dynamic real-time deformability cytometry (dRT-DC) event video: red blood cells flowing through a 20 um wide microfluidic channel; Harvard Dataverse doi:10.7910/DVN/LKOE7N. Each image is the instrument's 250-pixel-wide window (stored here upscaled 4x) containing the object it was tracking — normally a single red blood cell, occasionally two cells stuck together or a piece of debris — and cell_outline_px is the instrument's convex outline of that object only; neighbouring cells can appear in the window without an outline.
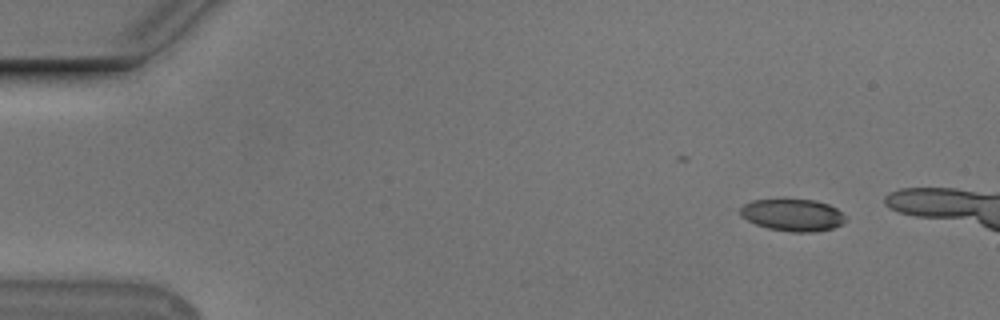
{"species": "Egyptian fruit bat (a non-hibernating species)", "species_latin": "Rousettus aegyptiacus", "temperature_condition": "cold", "stored_images_in_passage": 9, "camera_frame_rate_fps": 3000, "um_per_image_px": 0.085, "animal": {"sex": "male"}, "frame": {"image": 1, "passage_image": 1, "time_ms": 0.0, "image_size_px": [1000, 320], "cell_outline_px": [[844, 220], [840, 224], [832, 228], [812, 232], [792, 232], [768, 228], [756, 224], [740, 216], [740, 208], [744, 204], [752, 200], [816, 200], [828, 204], [836, 208], [844, 216]], "centroid_in_image_um": [67.34, 18.27], "position_along_channel_um": 17.7, "area_um2": 19.36}}